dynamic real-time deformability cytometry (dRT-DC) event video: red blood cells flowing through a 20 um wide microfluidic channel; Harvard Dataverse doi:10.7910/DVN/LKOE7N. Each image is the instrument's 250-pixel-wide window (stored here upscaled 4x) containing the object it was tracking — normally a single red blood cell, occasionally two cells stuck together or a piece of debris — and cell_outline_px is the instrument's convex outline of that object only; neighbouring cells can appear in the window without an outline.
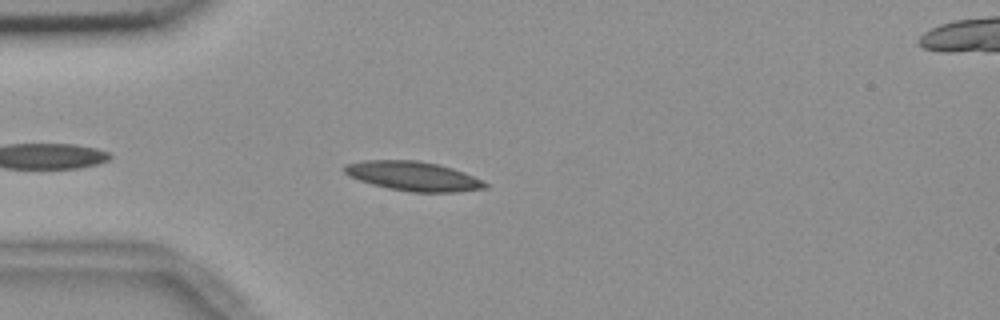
{"species": "common noctule bat (a hibernating species)", "species_latin": "Nyctalus noctula", "temperature_condition": "room temperature", "stored_images_in_passage": 10, "camera_frame_rate_fps": 3000, "um_per_image_px": 0.085, "animal": {"sex": "female", "body_mass_g": 18.4}, "frame": {"image": 1, "passage_image": 5, "time_ms": 1.333, "image_size_px": [1000, 320], "cell_outline_px": [[488, 188], [456, 192], [412, 192], [388, 188], [372, 184], [348, 176], [344, 172], [344, 164], [364, 160], [420, 160], [452, 168], [464, 172], [488, 184]], "centroid_in_image_um": [35.1, 14.97], "position_along_channel_um": 49.9, "area_um2": 23.99}}
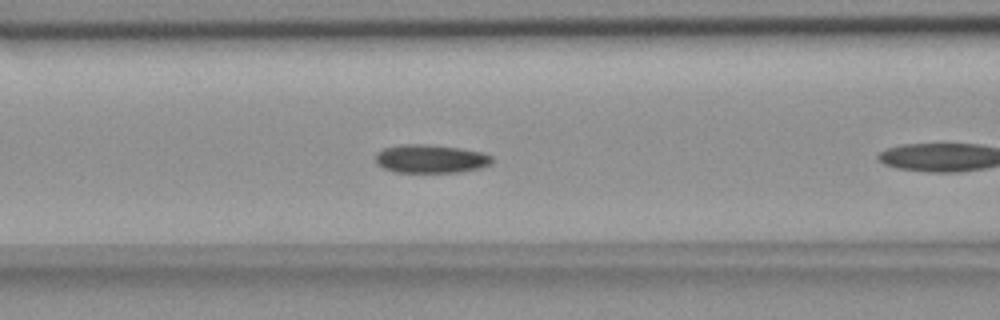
{"frame": {"image": 2, "passage_image": 9, "time_ms": 2.667, "image_size_px": [1000, 320], "cell_outline_px": [[492, 164], [480, 168], [460, 172], [396, 172], [384, 168], [376, 164], [376, 152], [384, 148], [404, 144], [428, 144], [460, 148], [480, 152], [492, 156]], "centroid_in_image_um": [36.6, 13.5], "position_along_channel_um": 130.0, "area_um2": 19.31}}